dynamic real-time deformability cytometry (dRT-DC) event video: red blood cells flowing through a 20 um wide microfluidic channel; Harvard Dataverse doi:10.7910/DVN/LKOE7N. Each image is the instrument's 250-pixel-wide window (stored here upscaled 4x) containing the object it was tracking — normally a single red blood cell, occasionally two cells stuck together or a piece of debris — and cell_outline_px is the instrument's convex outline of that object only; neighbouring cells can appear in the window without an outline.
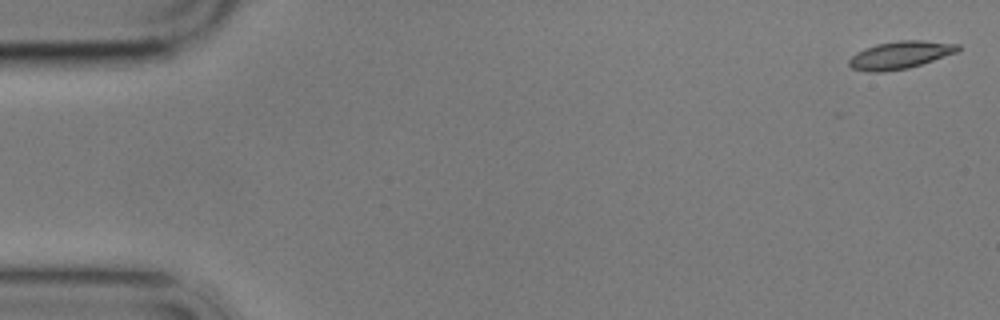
{"species": "common noctule bat (a hibernating species)", "species_latin": "Nyctalus noctula", "temperature_condition": "cold", "stored_images_in_passage": 11, "camera_frame_rate_fps": 3000, "um_per_image_px": 0.085, "animal": {"sex": "male", "body_mass_g": 17.9}, "frame": {"image": 1, "passage_image": 1, "time_ms": 0.0, "image_size_px": [1000, 320], "cell_outline_px": [[960, 48], [956, 52], [908, 68], [884, 72], [868, 72], [852, 68], [848, 64], [848, 60], [856, 52], [864, 48], [876, 44], [900, 40], [920, 40], [960, 44]], "centroid_in_image_um": [76.46, 4.67], "position_along_channel_um": 8.5, "area_um2": 17.4}}
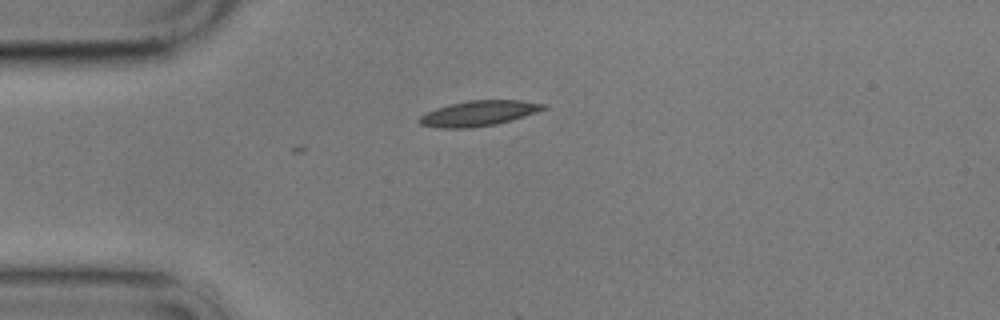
{"frame": {"image": 2, "passage_image": 4, "time_ms": 4.333, "image_size_px": [1000, 320], "cell_outline_px": [[548, 108], [512, 120], [496, 124], [472, 128], [440, 128], [420, 124], [416, 120], [424, 112], [436, 108], [468, 100], [520, 100], [548, 104]], "centroid_in_image_um": [40.68, 9.63], "position_along_channel_um": 44.3, "area_um2": 18.44}}
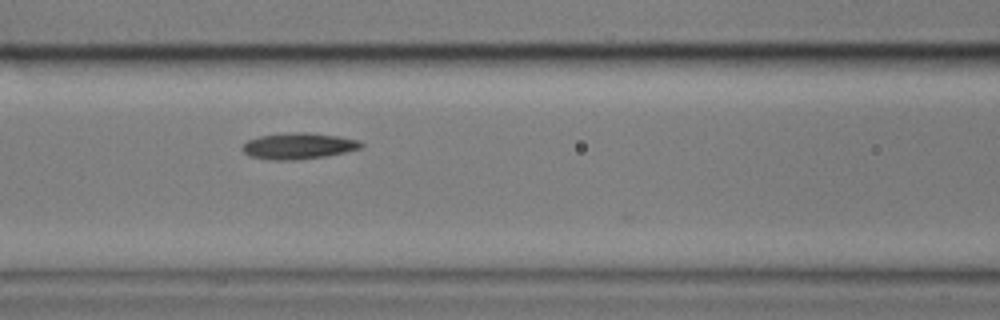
{"frame": {"image": 3, "passage_image": 7, "time_ms": 7.667, "image_size_px": [1000, 320], "cell_outline_px": [[364, 144], [360, 148], [344, 152], [324, 156], [296, 160], [272, 160], [248, 156], [240, 148], [248, 140], [260, 136], [296, 132], [308, 132], [336, 136], [356, 140]], "centroid_in_image_um": [25.31, 12.41], "position_along_channel_um": 141.3, "area_um2": 17.86}}